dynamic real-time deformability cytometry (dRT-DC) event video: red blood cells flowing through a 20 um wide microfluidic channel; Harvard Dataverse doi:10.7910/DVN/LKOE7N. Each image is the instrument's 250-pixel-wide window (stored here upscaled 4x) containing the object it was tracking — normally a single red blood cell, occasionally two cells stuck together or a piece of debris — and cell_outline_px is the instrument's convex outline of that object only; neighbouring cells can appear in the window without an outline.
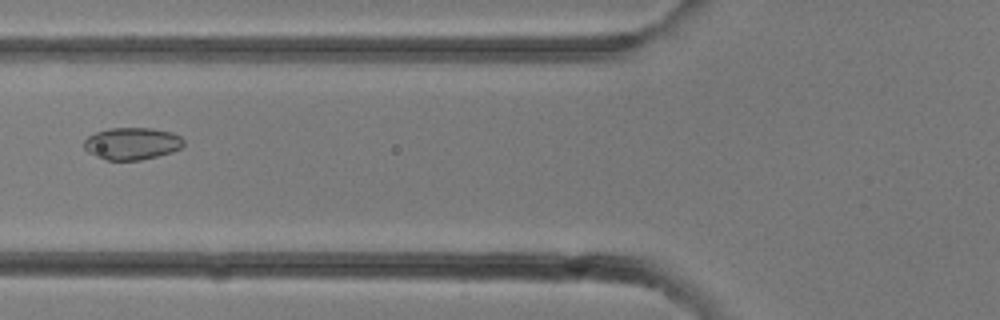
{"species": "common noctule bat (a hibernating species)", "species_latin": "Nyctalus noctula", "temperature_condition": "room temperature", "stored_images_in_passage": 29, "camera_frame_rate_fps": 3000, "um_per_image_px": 0.085, "animal": {"sex": "female"}, "frame": {"image": 1, "passage_image": 10, "time_ms": 3.0, "image_size_px": [1000, 320], "cell_outline_px": [[184, 144], [180, 148], [172, 152], [140, 160], [108, 160], [96, 156], [88, 152], [84, 148], [84, 140], [88, 136], [96, 132], [108, 128], [152, 128], [172, 132], [180, 136], [184, 140]], "centroid_in_image_um": [11.22, 12.19], "position_along_channel_um": 114.6, "area_um2": 18.67}}
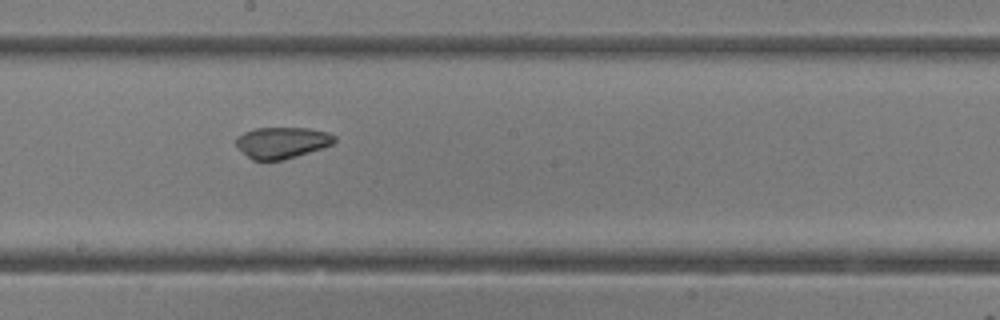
{"frame": {"image": 2, "passage_image": 15, "time_ms": 4.667, "image_size_px": [1000, 320], "cell_outline_px": [[336, 140], [332, 144], [324, 148], [284, 160], [252, 160], [236, 144], [236, 136], [244, 132], [256, 128], [308, 128], [328, 132], [336, 136]], "centroid_in_image_um": [24.01, 12.12], "position_along_channel_um": 224.2, "area_um2": 17.98}}
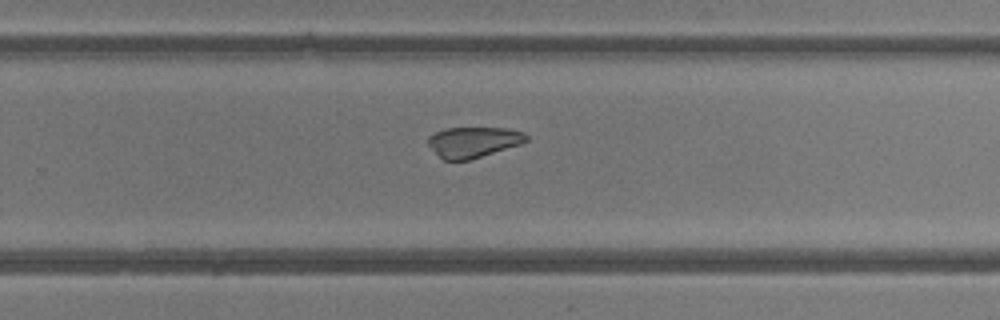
{"frame": {"image": 3, "passage_image": 18, "time_ms": 5.667, "image_size_px": [1000, 320], "cell_outline_px": [[528, 140], [520, 144], [468, 160], [444, 160], [428, 144], [428, 136], [444, 128], [504, 128], [524, 132], [528, 136]], "centroid_in_image_um": [40.24, 12.06], "position_along_channel_um": 289.6, "area_um2": 17.22}}